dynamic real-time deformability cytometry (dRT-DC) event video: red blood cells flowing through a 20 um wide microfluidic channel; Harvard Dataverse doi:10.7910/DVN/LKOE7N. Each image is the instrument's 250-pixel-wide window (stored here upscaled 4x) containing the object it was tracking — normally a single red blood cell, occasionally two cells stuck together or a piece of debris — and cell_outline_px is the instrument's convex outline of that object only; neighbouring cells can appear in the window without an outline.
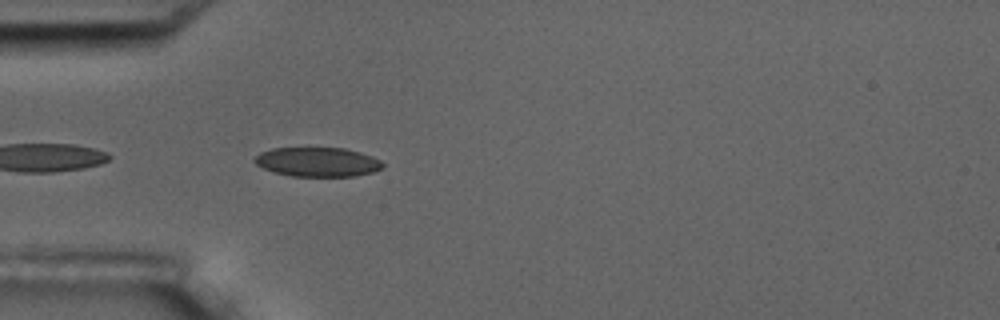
{"species": "common noctule bat (a hibernating species)", "species_latin": "Nyctalus noctula", "temperature_condition": "room temperature", "stored_images_in_passage": 3, "camera_frame_rate_fps": 3000, "um_per_image_px": 0.085, "animal": {"sex": "male", "body_mass_g": 17.5, "forearm_length_mm": 52.3}, "frame": {"image": 1, "passage_image": 3, "time_ms": 2.333, "image_size_px": [1000, 320], "cell_outline_px": [[384, 168], [372, 172], [356, 176], [292, 176], [276, 172], [264, 168], [256, 164], [252, 160], [260, 152], [272, 148], [344, 148], [360, 152], [372, 156], [380, 160], [384, 164]], "centroid_in_image_um": [27.01, 13.76], "position_along_channel_um": 58.0, "area_um2": 21.85}}